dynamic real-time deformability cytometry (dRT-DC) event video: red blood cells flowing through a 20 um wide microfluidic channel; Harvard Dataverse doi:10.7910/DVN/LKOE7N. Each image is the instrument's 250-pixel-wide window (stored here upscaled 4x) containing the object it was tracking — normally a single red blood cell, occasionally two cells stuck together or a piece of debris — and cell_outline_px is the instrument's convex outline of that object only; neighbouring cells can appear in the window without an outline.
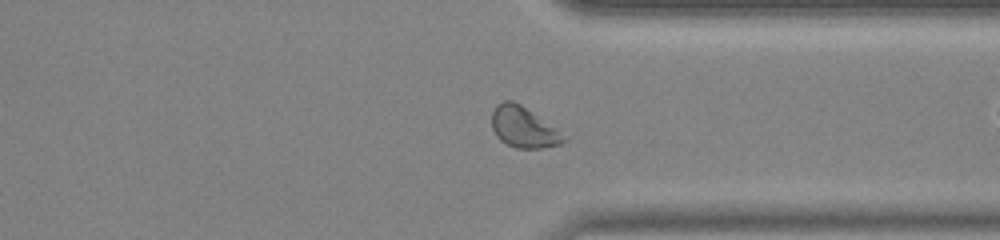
{"species": "common noctule bat (a hibernating species)", "species_latin": "Nyctalus noctula", "temperature_condition": "warm", "stored_images_in_passage": 48, "camera_frame_rate_fps": 3000, "um_per_image_px": 0.085, "animal": {"sex": "female", "body_mass_g": 23.0, "forearm_length_mm": 53.4}, "frame": {"image": 1, "passage_image": 35, "time_ms": 11.333, "image_size_px": [1000, 240], "cell_outline_px": [[568, 140], [560, 144], [544, 148], [516, 148], [500, 140], [496, 136], [492, 128], [492, 112], [496, 104], [504, 100], [512, 100], [520, 104], [556, 128]], "centroid_in_image_um": [44.48, 10.82], "position_along_channel_um": 366.9, "area_um2": 16.99}, "authors_computed_cell_mechanics": {"area_um2": 19.074, "velocity_mm_per_s": 4.0327, "shape_relaxation_time_tau1_ms": 5.3916, "shape_relaxation_time_tau2_ms": 0.8984, "deformation_change_tau1": 0.1118, "deformation_change_tau2": 0.0541}}